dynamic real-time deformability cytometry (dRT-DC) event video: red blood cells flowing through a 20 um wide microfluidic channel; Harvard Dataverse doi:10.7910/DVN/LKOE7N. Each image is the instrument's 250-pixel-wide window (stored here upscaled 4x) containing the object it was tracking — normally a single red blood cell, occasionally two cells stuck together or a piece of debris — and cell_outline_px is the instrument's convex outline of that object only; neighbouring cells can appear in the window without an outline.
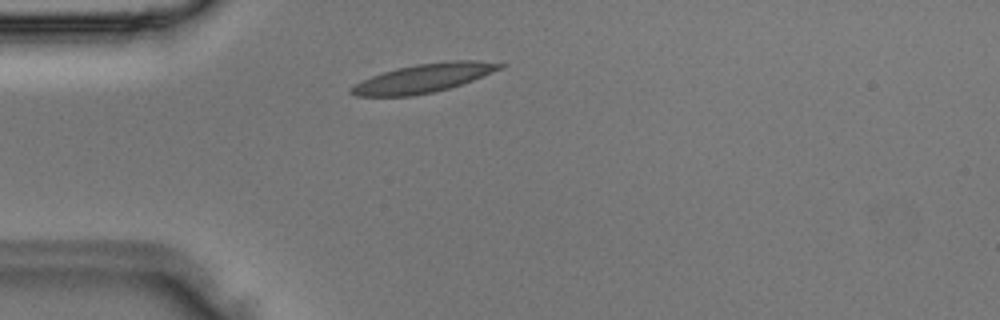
{"species": "Egyptian fruit bat (a non-hibernating species)", "species_latin": "Rousettus aegyptiacus", "temperature_condition": "room temperature", "stored_images_in_passage": 1, "camera_frame_rate_fps": 3000, "um_per_image_px": 0.085, "animal": {"sex": "male"}, "frame": {"image": 1, "passage_image": 1, "time_ms": 0.0, "image_size_px": [1000, 320], "cell_outline_px": [[508, 64], [504, 68], [472, 80], [448, 88], [432, 92], [412, 96], [356, 96], [348, 92], [348, 88], [360, 80], [396, 68], [416, 64], [448, 60], [476, 60]], "centroid_in_image_um": [35.99, 6.63], "position_along_channel_um": 49.0, "area_um2": 24.97}}